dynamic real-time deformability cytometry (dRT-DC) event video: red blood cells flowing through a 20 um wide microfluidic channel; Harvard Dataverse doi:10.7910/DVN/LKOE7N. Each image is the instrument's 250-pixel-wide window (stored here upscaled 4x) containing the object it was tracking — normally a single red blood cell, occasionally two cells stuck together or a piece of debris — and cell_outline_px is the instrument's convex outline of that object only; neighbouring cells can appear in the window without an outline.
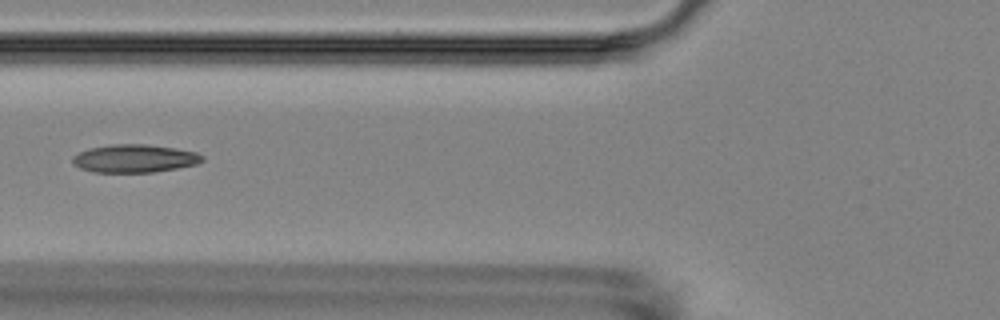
{"species": "Egyptian fruit bat (a non-hibernating species)", "species_latin": "Rousettus aegyptiacus", "temperature_condition": "room temperature", "stored_images_in_passage": 5, "camera_frame_rate_fps": 3000, "um_per_image_px": 0.085, "animal": {"sex": "female"}, "frame": {"image": 1, "passage_image": 5, "time_ms": 5.333, "image_size_px": [1000, 320], "cell_outline_px": [[204, 160], [196, 164], [176, 168], [152, 172], [92, 172], [80, 168], [72, 164], [72, 156], [88, 148], [112, 144], [144, 144], [172, 148], [196, 152], [204, 156]], "centroid_in_image_um": [11.39, 13.47], "position_along_channel_um": 114.4, "area_um2": 21.1}}